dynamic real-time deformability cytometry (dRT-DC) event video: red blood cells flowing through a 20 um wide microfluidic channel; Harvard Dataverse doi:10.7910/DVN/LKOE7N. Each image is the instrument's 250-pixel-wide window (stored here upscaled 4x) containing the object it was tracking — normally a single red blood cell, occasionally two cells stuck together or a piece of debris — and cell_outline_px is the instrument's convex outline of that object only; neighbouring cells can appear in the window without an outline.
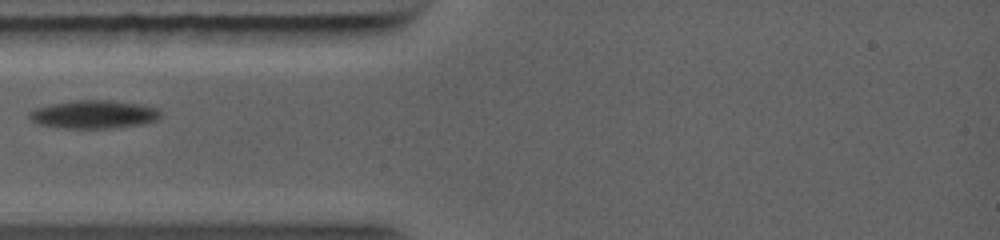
{"species": "common noctule bat (a hibernating species)", "species_latin": "Nyctalus noctula", "temperature_condition": "warm", "stored_images_in_passage": 15, "camera_frame_rate_fps": 5000, "um_per_image_px": 0.085, "animal": {"sex": "female", "body_mass_g": 19.0, "forearm_length_mm": 56.7}, "frame": {"image": 1, "passage_image": 1, "time_ms": 0.0, "image_size_px": [1000, 240], "cell_outline_px": [[160, 116], [156, 120], [140, 124], [108, 128], [56, 128], [40, 124], [32, 120], [28, 116], [28, 112], [36, 108], [48, 104], [76, 100], [112, 100], [140, 104], [160, 108]], "centroid_in_image_um": [7.95, 9.71], "position_along_channel_um": 77.0, "area_um2": 21.62}}